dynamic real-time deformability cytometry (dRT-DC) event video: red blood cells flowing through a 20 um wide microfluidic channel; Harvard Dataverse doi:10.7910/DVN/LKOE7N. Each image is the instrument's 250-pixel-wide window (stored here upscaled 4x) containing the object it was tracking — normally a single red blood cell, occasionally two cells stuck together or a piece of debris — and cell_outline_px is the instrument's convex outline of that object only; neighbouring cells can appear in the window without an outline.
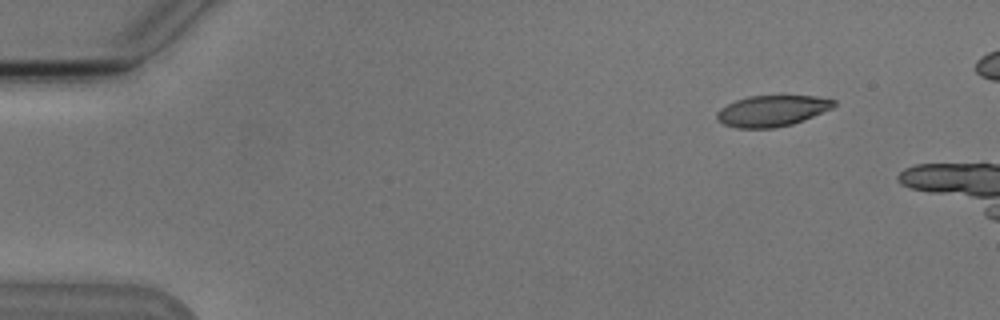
{"species": "Egyptian fruit bat (a non-hibernating species)", "species_latin": "Rousettus aegyptiacus", "temperature_condition": "cold", "stored_images_in_passage": 3, "camera_frame_rate_fps": 3000, "um_per_image_px": 0.085, "animal": {"sex": "male"}, "frame": {"image": 1, "passage_image": 1, "time_ms": 0.0, "image_size_px": [1000, 320], "cell_outline_px": [[836, 104], [832, 108], [792, 124], [772, 128], [736, 128], [724, 124], [716, 120], [716, 112], [720, 108], [736, 100], [748, 96], [816, 96], [836, 100]], "centroid_in_image_um": [65.59, 9.42], "position_along_channel_um": 19.4, "area_um2": 21.04}}